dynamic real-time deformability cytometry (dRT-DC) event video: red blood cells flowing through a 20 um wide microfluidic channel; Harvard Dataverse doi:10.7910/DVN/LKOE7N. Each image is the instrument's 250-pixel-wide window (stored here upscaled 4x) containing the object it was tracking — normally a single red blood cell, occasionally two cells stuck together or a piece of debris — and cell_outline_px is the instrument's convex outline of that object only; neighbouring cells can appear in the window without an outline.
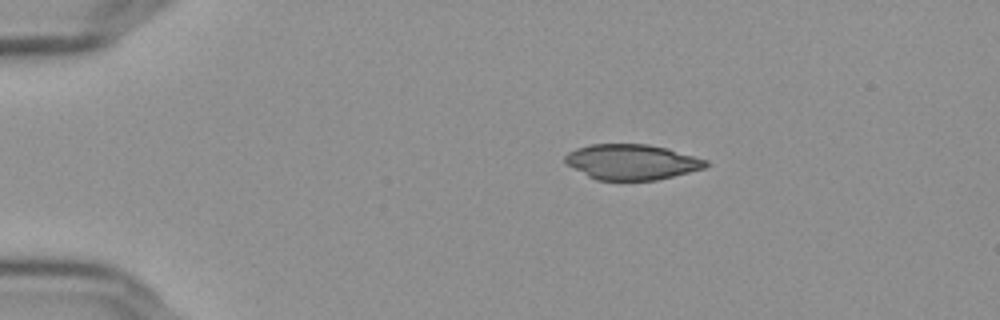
{"species": "Egyptian fruit bat (a non-hibernating species)", "species_latin": "Rousettus aegyptiacus", "temperature_condition": "cold", "stored_images_in_passage": 46, "camera_frame_rate_fps": 3000, "um_per_image_px": 0.085, "frame": {"image": 1, "passage_image": 1, "time_ms": 0.0, "image_size_px": [1000, 320], "cell_outline_px": [[708, 164], [704, 168], [656, 180], [596, 180], [588, 176], [568, 164], [564, 160], [564, 156], [568, 152], [576, 148], [592, 144], [648, 144], [668, 148], [708, 160]], "centroid_in_image_um": [53.7, 13.76], "position_along_channel_um": 31.3, "area_um2": 28.84}}
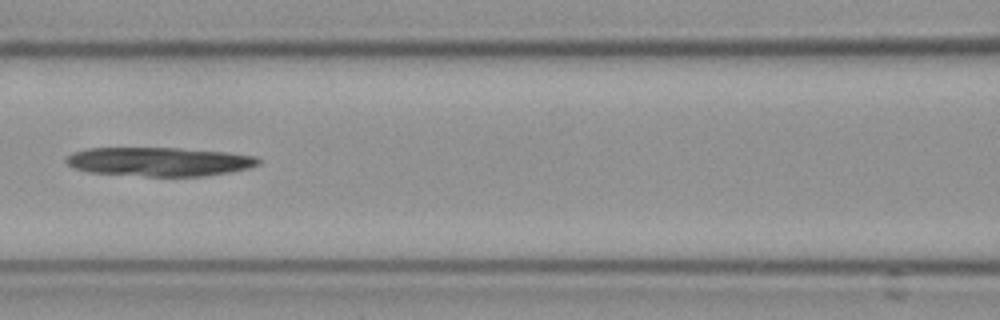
{"frame": {"image": 2, "passage_image": 16, "time_ms": 5.0, "image_size_px": [1000, 320], "cell_outline_px": [[260, 164], [248, 168], [228, 172], [200, 176], [148, 176], [88, 172], [76, 168], [68, 164], [64, 160], [72, 152], [88, 148], [180, 148], [228, 152], [256, 156], [260, 160]], "centroid_in_image_um": [13.54, 13.73], "position_along_channel_um": 153.1, "area_um2": 32.25}}
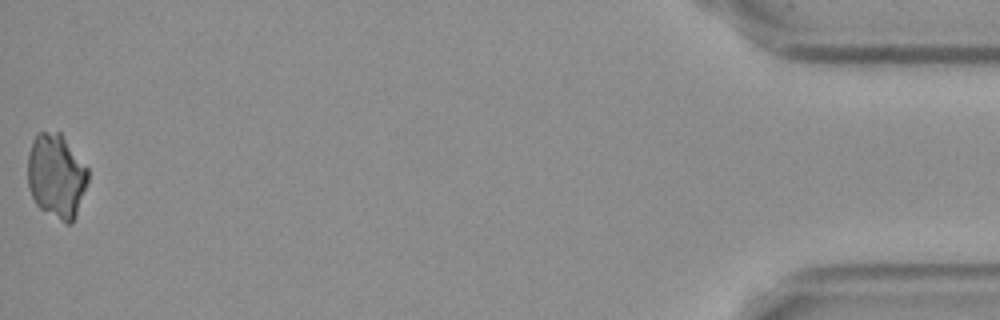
{"frame": {"image": 3, "passage_image": 46, "time_ms": 15.0, "image_size_px": [1000, 320], "cell_outline_px": [[88, 180], [72, 224], [64, 224], [40, 208], [36, 204], [32, 196], [28, 184], [28, 152], [32, 140], [40, 132], [60, 132], [88, 168]], "centroid_in_image_um": [4.78, 14.96], "position_along_channel_um": 430.4, "area_um2": 29.48}}